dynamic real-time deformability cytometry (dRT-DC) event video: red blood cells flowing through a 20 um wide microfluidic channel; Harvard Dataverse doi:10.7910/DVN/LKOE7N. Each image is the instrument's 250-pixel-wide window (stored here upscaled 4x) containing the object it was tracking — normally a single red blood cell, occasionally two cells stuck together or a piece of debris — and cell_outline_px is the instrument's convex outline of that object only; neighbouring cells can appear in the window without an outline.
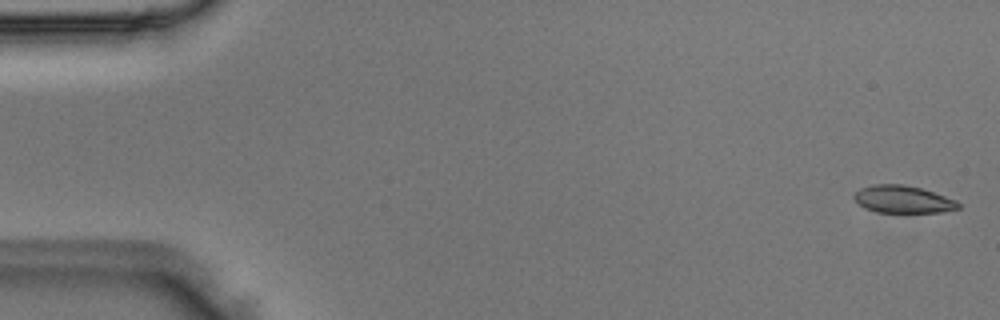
{"species": "Egyptian fruit bat (a non-hibernating species)", "species_latin": "Rousettus aegyptiacus", "temperature_condition": "room temperature", "stored_images_in_passage": 50, "camera_frame_rate_fps": 3000, "um_per_image_px": 0.085, "animal": {"sex": "male"}, "frame": {"image": 1, "passage_image": 1, "time_ms": 0.0, "image_size_px": [1000, 320], "cell_outline_px": [[960, 208], [940, 212], [876, 212], [864, 208], [852, 196], [860, 188], [872, 184], [904, 184], [920, 188], [956, 200], [960, 204]], "centroid_in_image_um": [76.73, 16.94], "position_along_channel_um": 8.3, "area_um2": 16.53}}
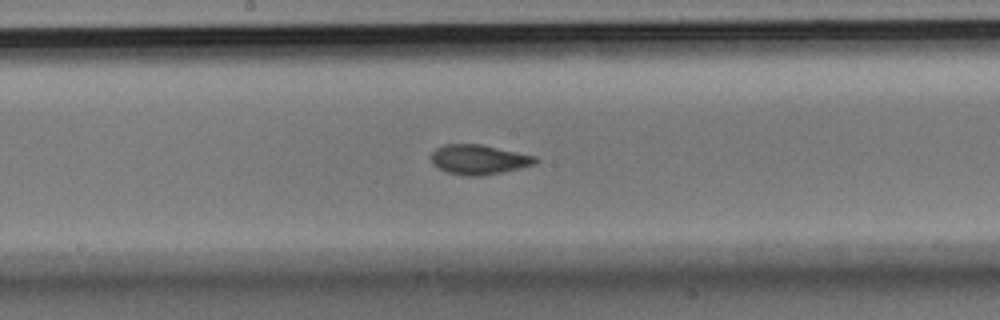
{"frame": {"image": 2, "passage_image": 26, "time_ms": 8.333, "image_size_px": [1000, 320], "cell_outline_px": [[540, 160], [536, 164], [520, 168], [480, 176], [464, 176], [448, 172], [432, 164], [432, 152], [436, 148], [444, 144], [480, 144], [536, 156]], "centroid_in_image_um": [40.72, 13.56], "position_along_channel_um": 207.5, "area_um2": 17.98}}
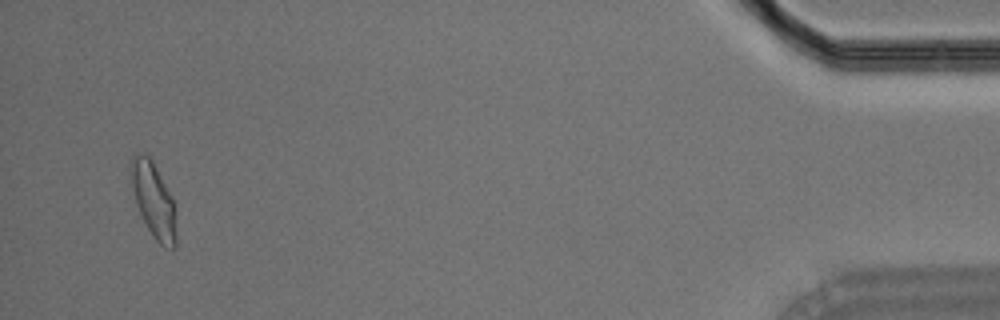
{"frame": {"image": 3, "passage_image": 48, "time_ms": 15.667, "image_size_px": [1000, 320], "cell_outline_px": [[176, 248], [164, 248], [152, 236], [136, 204], [132, 188], [128, 164], [132, 156], [140, 152], [148, 156], [152, 160], [176, 208]], "centroid_in_image_um": [13.04, 17.02], "position_along_channel_um": 422.2, "area_um2": 19.77}}